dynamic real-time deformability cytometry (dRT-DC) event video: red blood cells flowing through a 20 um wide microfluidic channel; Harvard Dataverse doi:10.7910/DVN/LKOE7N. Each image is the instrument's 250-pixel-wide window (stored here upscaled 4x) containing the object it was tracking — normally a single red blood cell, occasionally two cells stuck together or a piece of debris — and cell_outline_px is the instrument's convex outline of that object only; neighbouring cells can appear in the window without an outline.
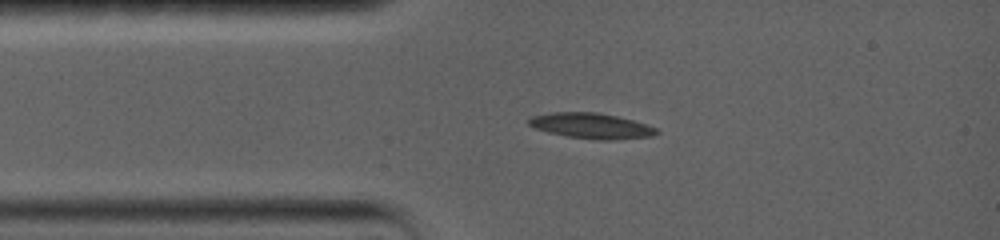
{"species": "common noctule bat (a hibernating species)", "species_latin": "Nyctalus noctula", "temperature_condition": "warm", "stored_images_in_passage": 40, "camera_frame_rate_fps": 5000, "um_per_image_px": 0.085, "animal": {"sex": "female", "body_mass_g": 19.0, "forearm_length_mm": 56.7}, "frame": {"image": 1, "passage_image": 1, "time_ms": 0.0, "image_size_px": [1000, 240], "cell_outline_px": [[660, 132], [652, 136], [612, 140], [600, 140], [568, 136], [548, 132], [536, 128], [528, 124], [528, 120], [532, 116], [552, 112], [596, 112], [616, 116], [632, 120], [656, 128]], "centroid_in_image_um": [50.26, 10.69], "position_along_channel_um": 34.7, "area_um2": 18.73}}
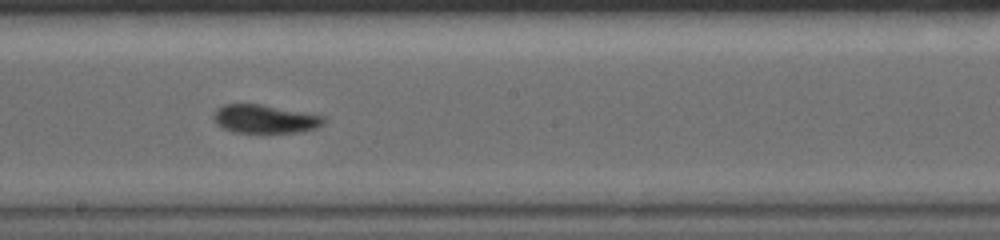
{"frame": {"image": 2, "passage_image": 12, "time_ms": 5.6, "image_size_px": [1000, 240], "cell_outline_px": [[328, 120], [324, 124], [316, 128], [300, 132], [232, 132], [216, 124], [212, 120], [212, 112], [216, 108], [224, 104], [260, 104], [324, 116]], "centroid_in_image_um": [22.48, 10.11], "position_along_channel_um": 225.7, "area_um2": 18.38}}
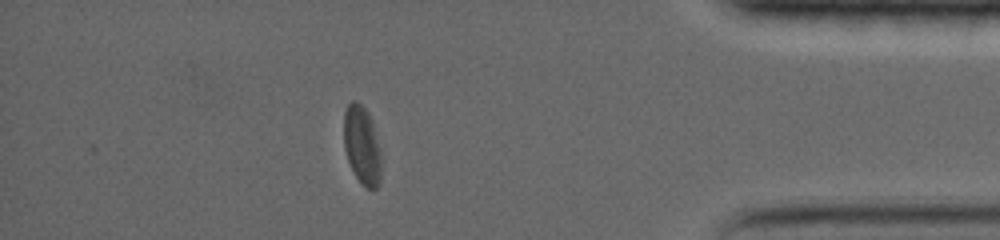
{"frame": {"image": 3, "passage_image": 29, "time_ms": 11.6, "image_size_px": [1000, 240], "cell_outline_px": [[380, 184], [376, 188], [368, 188], [356, 176], [348, 160], [344, 148], [344, 112], [348, 104], [352, 100], [356, 100], [368, 112], [372, 120], [380, 148]], "centroid_in_image_um": [30.77, 12.3], "position_along_channel_um": 404.4, "area_um2": 16.94}, "authors_computed_cell_mechanics": {"area_um2": 18.6116, "velocity_mm_per_s": 3.5808, "shape_relaxation_time_tau1_ms": null, "shape_relaxation_time_tau2_ms": 3.5091, "deformation_change_tau1": null, "deformation_change_tau2": 0.0702}}